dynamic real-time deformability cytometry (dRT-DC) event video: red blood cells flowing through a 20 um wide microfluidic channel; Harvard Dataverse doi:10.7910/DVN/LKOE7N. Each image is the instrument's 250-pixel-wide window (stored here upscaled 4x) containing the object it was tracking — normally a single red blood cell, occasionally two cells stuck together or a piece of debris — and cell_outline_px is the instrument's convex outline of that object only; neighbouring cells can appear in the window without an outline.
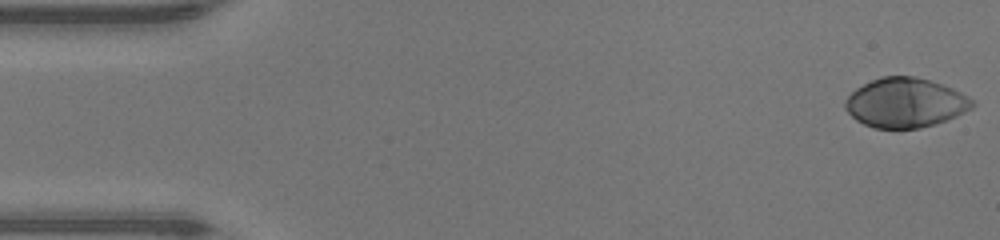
{"species": "human", "species_latin": "Homo sapiens", "temperature_condition": "warm", "stored_images_in_passage": 48, "camera_frame_rate_fps": 3000, "um_per_image_px": 0.085, "donor": {"sex": "male"}, "frame": {"image": 1, "passage_image": 1, "time_ms": 0.0, "image_size_px": [1000, 240], "cell_outline_px": [[976, 104], [972, 108], [956, 116], [936, 124], [920, 128], [876, 128], [864, 124], [856, 120], [844, 108], [844, 100], [856, 88], [880, 76], [916, 76], [952, 88], [968, 96]], "centroid_in_image_um": [76.94, 8.73], "position_along_channel_um": 8.1, "area_um2": 36.59}}
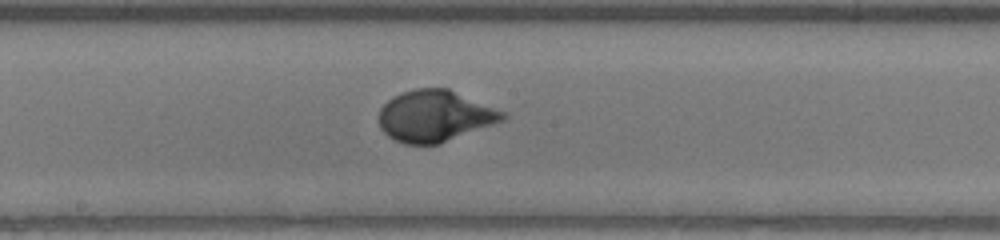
{"frame": {"image": 2, "passage_image": 25, "time_ms": 8.0, "image_size_px": [1000, 240], "cell_outline_px": [[508, 116], [504, 120], [440, 144], [404, 144], [388, 136], [380, 128], [380, 108], [392, 96], [400, 92], [416, 88], [448, 88], [508, 112]], "centroid_in_image_um": [36.99, 9.85], "position_along_channel_um": 211.2, "area_um2": 37.34}}
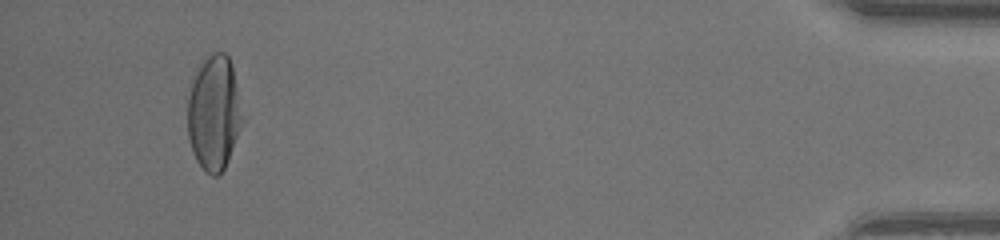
{"frame": {"image": 3, "passage_image": 45, "time_ms": 14.667, "image_size_px": [1000, 240], "cell_outline_px": [[248, 116], [228, 160], [224, 168], [216, 176], [212, 176], [196, 160], [192, 152], [188, 136], [188, 96], [196, 68], [212, 52], [224, 52], [228, 56], [232, 64]], "centroid_in_image_um": [18.27, 9.56], "position_along_channel_um": 416.9, "area_um2": 37.92}, "authors_computed_cell_mechanics": {"area_um2": 36.5874, "velocity_mm_per_s": 4.2858, "shape_relaxation_time_tau1_ms": 3.0301, "shape_relaxation_time_tau2_ms": null, "deformation_change_tau1": 0.2121, "deformation_change_tau2": null}}